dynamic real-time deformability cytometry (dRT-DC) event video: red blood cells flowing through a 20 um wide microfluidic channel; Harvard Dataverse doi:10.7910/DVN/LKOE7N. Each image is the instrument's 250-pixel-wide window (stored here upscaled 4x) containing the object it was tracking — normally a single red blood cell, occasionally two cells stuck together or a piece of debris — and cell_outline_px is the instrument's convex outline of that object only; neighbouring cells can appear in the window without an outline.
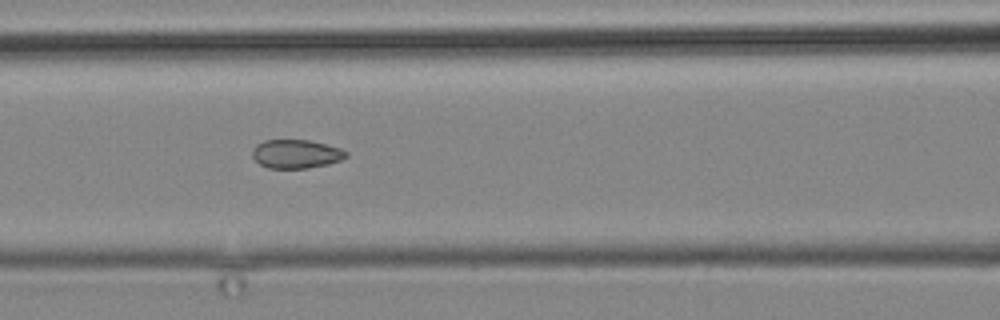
{"species": "common noctule bat (a hibernating species)", "species_latin": "Nyctalus noctula", "temperature_condition": "cold", "stored_images_in_passage": 6, "camera_frame_rate_fps": 3000, "um_per_image_px": 0.085, "animal": {"sex": "male", "body_mass_g": 19.2, "forearm_length_mm": 51.8}, "frame": {"image": 1, "passage_image": 4, "time_ms": 3.333, "image_size_px": [1000, 320], "cell_outline_px": [[348, 156], [340, 160], [328, 164], [308, 168], [268, 168], [260, 164], [252, 156], [252, 148], [256, 144], [264, 140], [308, 140], [340, 148], [348, 152]], "centroid_in_image_um": [25.15, 13.08], "position_along_channel_um": 141.5, "area_um2": 15.66}}
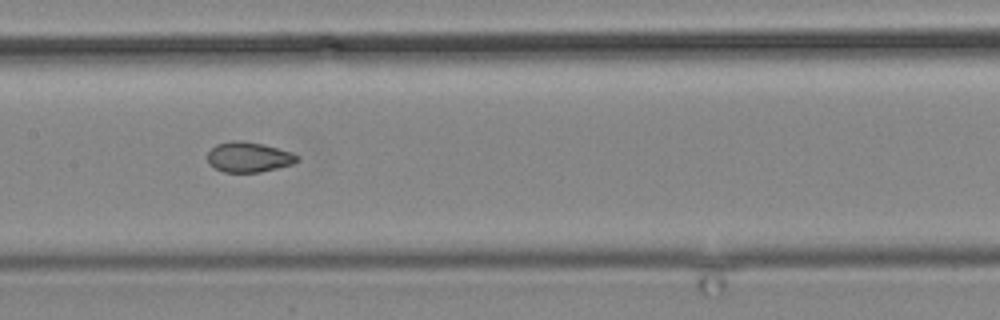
{"frame": {"image": 2, "passage_image": 5, "time_ms": 4.667, "image_size_px": [1000, 320], "cell_outline_px": [[300, 160], [292, 164], [260, 172], [224, 172], [208, 164], [208, 152], [216, 144], [232, 140], [244, 140], [264, 144], [292, 152], [300, 156]], "centroid_in_image_um": [21.16, 13.34], "position_along_channel_um": 186.2, "area_um2": 15.9}}
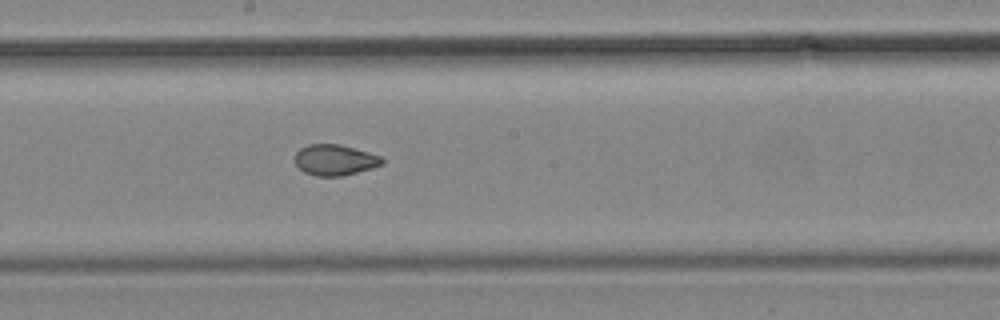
{"frame": {"image": 3, "passage_image": 6, "time_ms": 5.667, "image_size_px": [1000, 320], "cell_outline_px": [[384, 164], [372, 168], [340, 176], [316, 176], [304, 172], [292, 160], [296, 152], [300, 148], [308, 144], [340, 144], [380, 156], [384, 160]], "centroid_in_image_um": [28.42, 13.59], "position_along_channel_um": 219.8, "area_um2": 15.66}}